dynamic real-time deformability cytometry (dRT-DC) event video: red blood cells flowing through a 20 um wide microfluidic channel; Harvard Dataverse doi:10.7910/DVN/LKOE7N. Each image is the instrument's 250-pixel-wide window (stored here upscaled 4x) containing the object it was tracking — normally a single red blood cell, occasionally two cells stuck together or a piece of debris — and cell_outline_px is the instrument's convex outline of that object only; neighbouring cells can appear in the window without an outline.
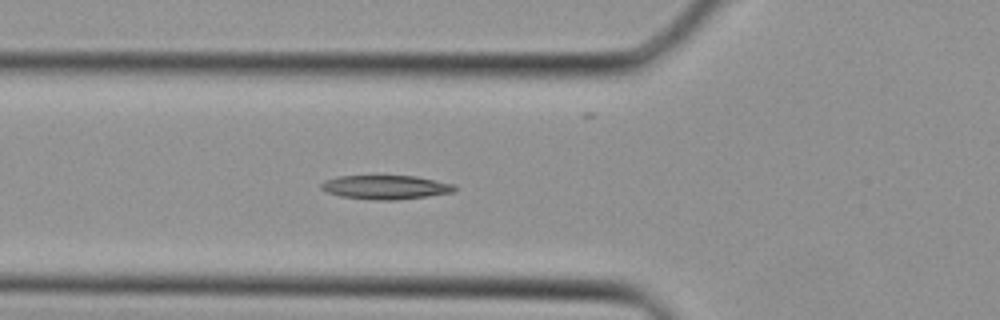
{"species": "Egyptian fruit bat (a non-hibernating species)", "species_latin": "Rousettus aegyptiacus", "temperature_condition": "cold", "stored_images_in_passage": 21, "camera_frame_rate_fps": 3000, "um_per_image_px": 0.085, "animal": {"sex": "female"}, "frame": {"image": 1, "passage_image": 12, "time_ms": 3.667, "image_size_px": [1000, 320], "cell_outline_px": [[456, 188], [452, 192], [396, 200], [376, 200], [340, 196], [324, 192], [320, 188], [320, 184], [324, 180], [340, 176], [416, 176], [452, 184]], "centroid_in_image_um": [32.69, 15.91], "position_along_channel_um": 93.1, "area_um2": 18.44}}
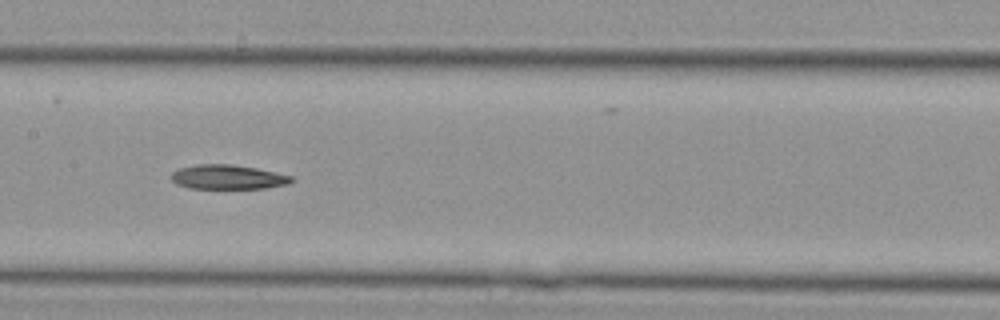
{"frame": {"image": 2, "passage_image": 17, "time_ms": 5.333, "image_size_px": [1000, 320], "cell_outline_px": [[296, 180], [288, 184], [264, 188], [188, 188], [176, 184], [172, 180], [172, 172], [180, 168], [196, 164], [228, 164], [256, 168], [292, 176]], "centroid_in_image_um": [19.37, 15.05], "position_along_channel_um": 188.0, "area_um2": 16.99}}
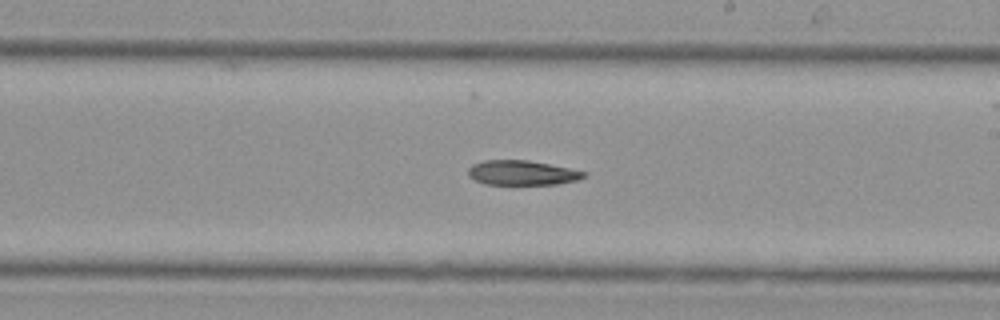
{"frame": {"image": 3, "passage_image": 20, "time_ms": 6.333, "image_size_px": [1000, 320], "cell_outline_px": [[588, 172], [584, 176], [576, 180], [556, 184], [484, 184], [468, 176], [468, 168], [472, 164], [484, 160], [528, 160]], "centroid_in_image_um": [44.33, 14.68], "position_along_channel_um": 244.7, "area_um2": 16.47}}